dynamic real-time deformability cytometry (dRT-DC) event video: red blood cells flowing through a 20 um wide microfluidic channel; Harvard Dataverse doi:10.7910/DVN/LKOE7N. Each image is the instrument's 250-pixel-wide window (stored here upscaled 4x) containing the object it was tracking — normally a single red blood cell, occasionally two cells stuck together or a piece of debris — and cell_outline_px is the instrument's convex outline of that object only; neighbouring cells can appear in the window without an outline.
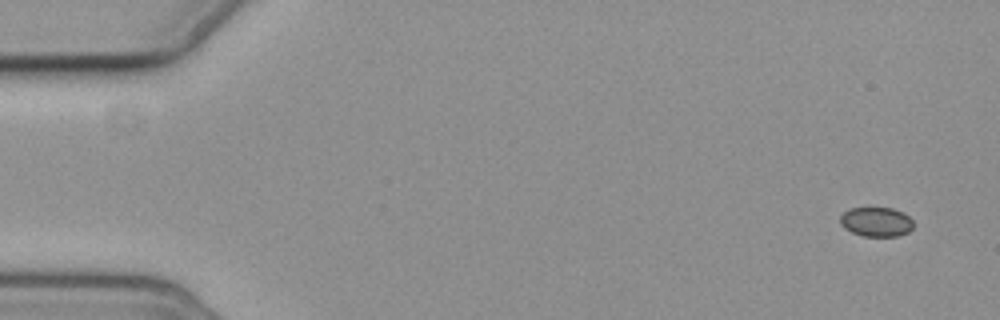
{"species": "common noctule bat (a hibernating species)", "species_latin": "Nyctalus noctula", "temperature_condition": "cold", "stored_images_in_passage": 16, "camera_frame_rate_fps": 3000, "um_per_image_px": 0.085, "animal": {"sex": "female", "body_mass_g": 19.3, "forearm_length_mm": 54.1}, "frame": {"image": 1, "passage_image": 1, "time_ms": 0.0, "image_size_px": [1000, 320], "cell_outline_px": [[912, 228], [908, 232], [896, 236], [864, 236], [852, 232], [844, 228], [840, 224], [840, 216], [848, 208], [892, 208], [904, 212], [912, 220]], "centroid_in_image_um": [74.47, 18.85], "position_along_channel_um": 10.5, "area_um2": 12.54}}
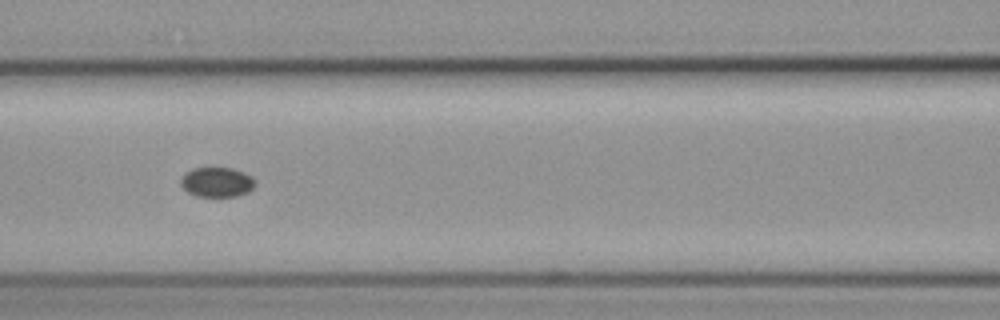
{"frame": {"image": 2, "passage_image": 7, "time_ms": 7.667, "image_size_px": [1000, 320], "cell_outline_px": [[256, 184], [248, 192], [236, 196], [196, 196], [188, 192], [180, 184], [180, 176], [192, 168], [216, 164], [232, 168], [244, 172], [252, 176], [256, 180]], "centroid_in_image_um": [18.42, 15.41], "position_along_channel_um": 148.2, "area_um2": 13.58}}
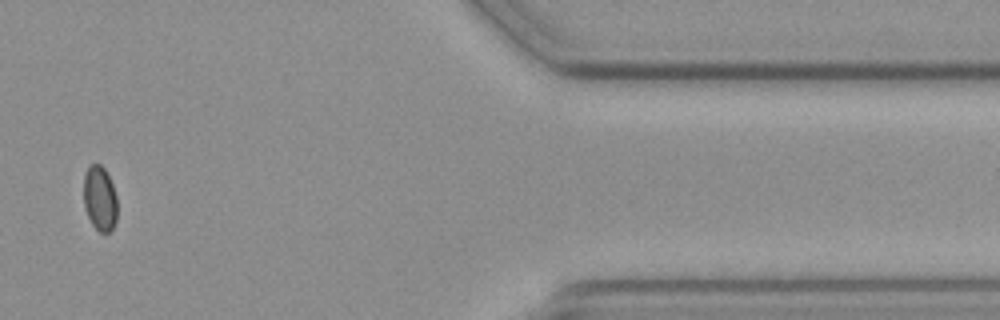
{"frame": {"image": 3, "passage_image": 13, "time_ms": 16.0, "image_size_px": [1000, 320], "cell_outline_px": [[116, 220], [112, 228], [108, 232], [100, 232], [92, 224], [84, 208], [84, 176], [88, 168], [92, 164], [100, 164], [104, 168], [112, 184], [116, 196]], "centroid_in_image_um": [8.47, 16.87], "position_along_channel_um": 402.9, "area_um2": 12.48}}